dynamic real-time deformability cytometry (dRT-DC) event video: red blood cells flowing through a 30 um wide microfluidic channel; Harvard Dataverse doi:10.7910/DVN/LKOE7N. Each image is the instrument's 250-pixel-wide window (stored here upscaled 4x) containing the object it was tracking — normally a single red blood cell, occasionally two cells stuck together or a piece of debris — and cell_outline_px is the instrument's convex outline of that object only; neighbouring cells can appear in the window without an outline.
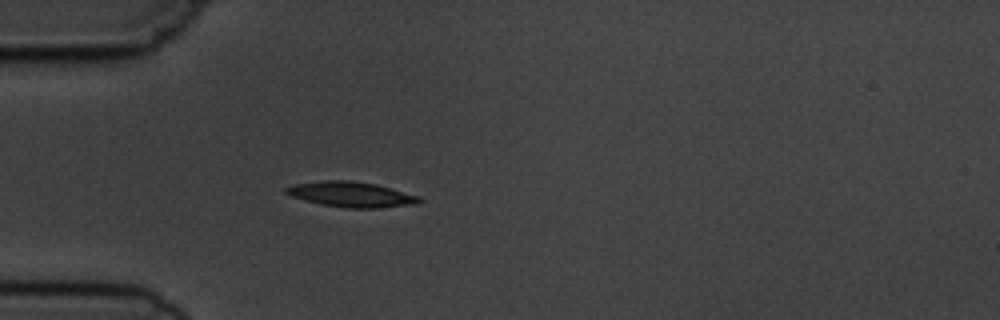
{"species": "common noctule bat (a hibernating species)", "species_latin": "Nyctalus noctula", "temperature_condition": "cold", "stored_images_in_passage": 4, "camera_frame_rate_fps": 3000, "um_per_image_px": 0.085, "animal": {"sex": "male", "body_mass_g": 19.5, "forearm_length_mm": 54.6}, "frame": {"image": 1, "passage_image": 4, "time_ms": 3.667, "image_size_px": [1000, 320], "cell_outline_px": [[424, 200], [420, 204], [376, 208], [348, 208], [324, 204], [292, 196], [284, 192], [284, 188], [296, 184], [324, 180], [352, 180], [376, 184], [392, 188], [420, 196]], "centroid_in_image_um": [29.95, 16.52], "position_along_channel_um": 55.0, "area_um2": 19.59}}